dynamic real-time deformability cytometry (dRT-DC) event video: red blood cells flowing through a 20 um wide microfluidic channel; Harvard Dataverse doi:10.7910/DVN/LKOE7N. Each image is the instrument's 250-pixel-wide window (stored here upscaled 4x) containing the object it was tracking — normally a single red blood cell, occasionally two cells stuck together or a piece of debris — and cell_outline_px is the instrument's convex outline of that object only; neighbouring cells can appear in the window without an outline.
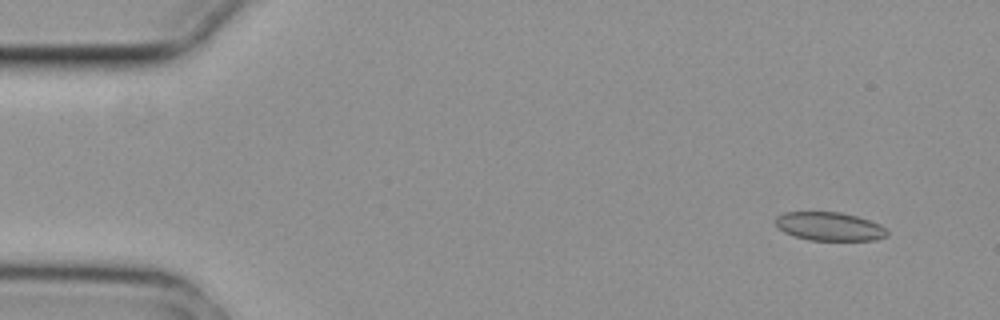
{"species": "common noctule bat (a hibernating species)", "species_latin": "Nyctalus noctula", "temperature_condition": "cold", "stored_images_in_passage": 5, "camera_frame_rate_fps": 3000, "um_per_image_px": 0.085, "animal": {"sex": "female", "body_mass_g": 29.2, "forearm_length_mm": 56.3}, "frame": {"image": 1, "passage_image": 2, "time_ms": 0.333, "image_size_px": [1000, 320], "cell_outline_px": [[888, 236], [876, 240], [808, 240], [784, 232], [776, 224], [776, 216], [784, 212], [840, 212], [856, 216], [880, 224], [888, 232]], "centroid_in_image_um": [70.52, 19.25], "position_along_channel_um": 14.5, "area_um2": 18.44}}
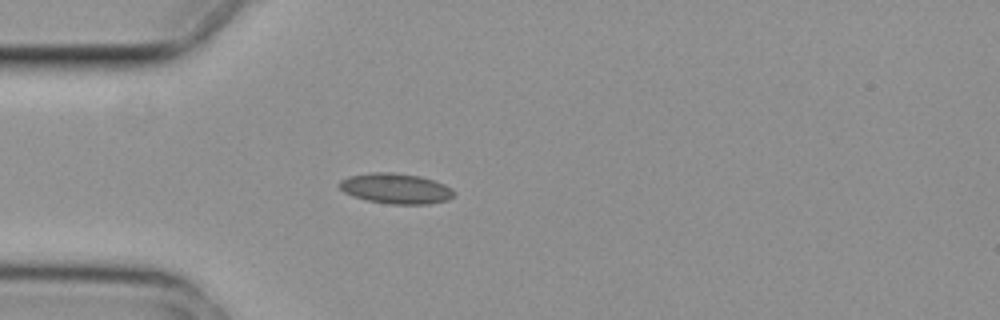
{"frame": {"image": 2, "passage_image": 5, "time_ms": 1.333, "image_size_px": [1000, 320], "cell_outline_px": [[456, 192], [448, 200], [428, 204], [388, 204], [368, 200], [352, 196], [344, 192], [336, 184], [340, 180], [348, 176], [372, 172], [392, 172], [420, 176], [444, 184], [452, 188]], "centroid_in_image_um": [33.62, 16.02], "position_along_channel_um": 51.4, "area_um2": 20.4}}